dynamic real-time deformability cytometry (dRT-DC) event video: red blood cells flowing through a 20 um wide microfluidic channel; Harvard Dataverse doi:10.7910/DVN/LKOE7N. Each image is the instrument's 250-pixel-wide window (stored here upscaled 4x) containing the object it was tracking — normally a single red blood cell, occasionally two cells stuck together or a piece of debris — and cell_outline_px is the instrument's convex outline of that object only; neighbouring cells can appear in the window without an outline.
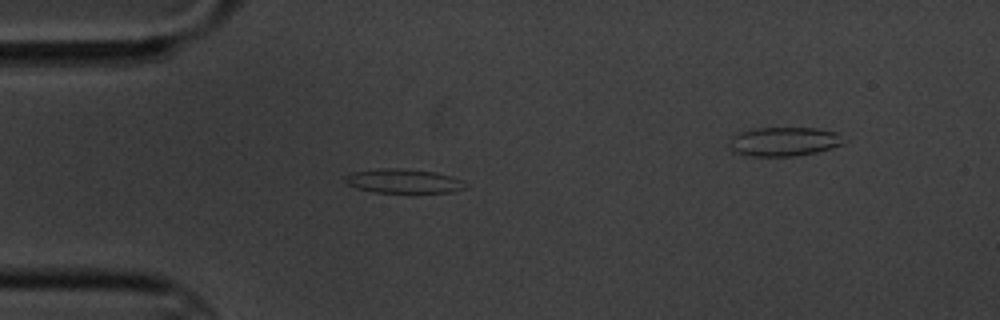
{"species": "common noctule bat (a hibernating species)", "species_latin": "Nyctalus noctula", "temperature_condition": "cold", "stored_images_in_passage": 5, "segment_of_instrument_passage": [1, 2], "camera_frame_rate_fps": 3000, "um_per_image_px": 0.085, "animal": {"sex": "male", "body_mass_g": 20.1, "forearm_length_mm": 53.5}, "frame": {"image": 1, "passage_image": 4, "time_ms": 3.667, "image_size_px": [1000, 320], "cell_outline_px": [[468, 188], [452, 192], [372, 192], [356, 188], [348, 184], [344, 180], [344, 176], [352, 172], [384, 168], [396, 168], [436, 172], [452, 176], [464, 180], [468, 184]], "centroid_in_image_um": [34.35, 15.39], "position_along_channel_um": 50.7, "area_um2": 17.05}}